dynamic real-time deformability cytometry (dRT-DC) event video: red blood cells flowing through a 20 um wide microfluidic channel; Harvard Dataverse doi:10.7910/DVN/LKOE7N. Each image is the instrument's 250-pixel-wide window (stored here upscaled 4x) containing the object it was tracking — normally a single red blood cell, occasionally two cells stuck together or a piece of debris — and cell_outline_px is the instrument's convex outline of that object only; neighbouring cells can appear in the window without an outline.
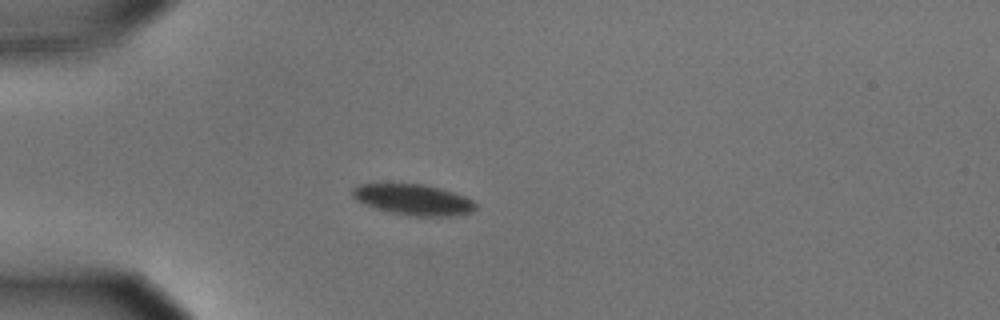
{"species": "common noctule bat (a hibernating species)", "species_latin": "Nyctalus noctula", "temperature_condition": "cold", "stored_images_in_passage": 40, "camera_frame_rate_fps": 3000, "um_per_image_px": 0.085, "animal": {"sex": "male", "body_mass_g": 15.6}, "frame": {"image": 1, "passage_image": 1, "time_ms": 0.0, "image_size_px": [1000, 320], "cell_outline_px": [[476, 208], [472, 212], [460, 216], [416, 216], [388, 212], [364, 204], [356, 200], [352, 196], [352, 188], [356, 184], [424, 184], [440, 188], [464, 196], [472, 200], [476, 204]], "centroid_in_image_um": [35.14, 16.98], "position_along_channel_um": 49.9, "area_um2": 22.2}}
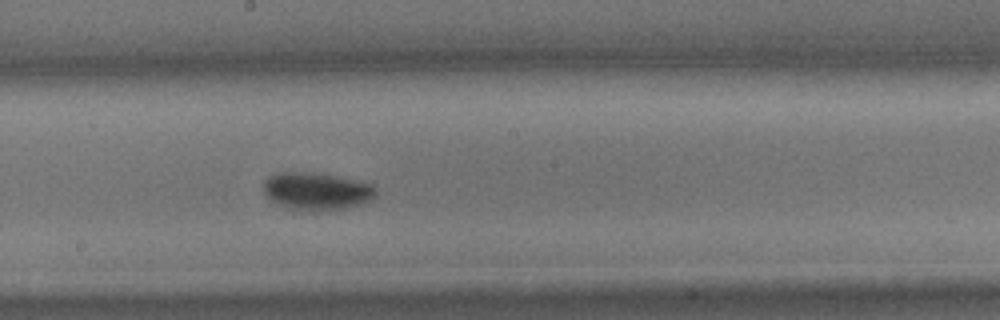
{"frame": {"image": 2, "passage_image": 17, "time_ms": 5.333, "image_size_px": [1000, 320], "cell_outline_px": [[376, 192], [364, 204], [348, 208], [288, 208], [272, 200], [264, 192], [264, 180], [268, 176], [276, 172], [300, 172], [336, 176], [356, 180], [372, 184], [376, 188]], "centroid_in_image_um": [26.91, 16.21], "position_along_channel_um": 221.3, "area_um2": 23.64}}
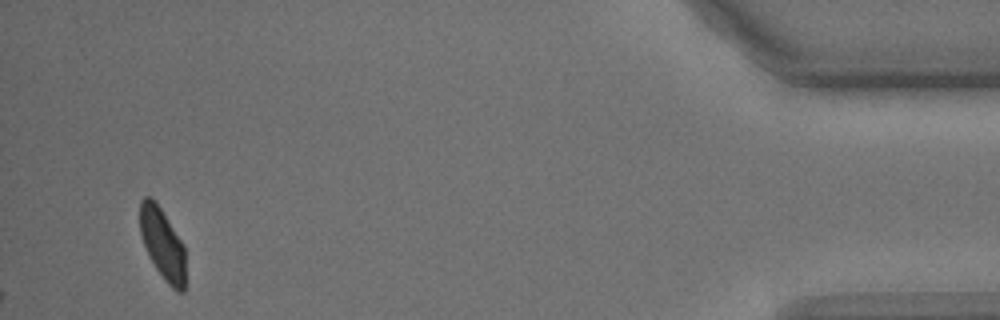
{"frame": {"image": 3, "passage_image": 40, "time_ms": 13.0, "image_size_px": [1000, 320], "cell_outline_px": [[184, 292], [176, 292], [164, 280], [156, 268], [144, 244], [140, 232], [140, 200], [144, 196], [152, 196], [156, 200], [184, 244]], "centroid_in_image_um": [13.81, 20.68], "position_along_channel_um": 421.4, "area_um2": 18.9}, "authors_computed_cell_mechanics": {"area_um2": 22.4553, "velocity_mm_per_s": 3.5127, "shape_relaxation_time_tau1_ms": 2.1951, "shape_relaxation_time_tau2_ms": null, "deformation_change_tau1": 0.0969, "deformation_change_tau2": null}}